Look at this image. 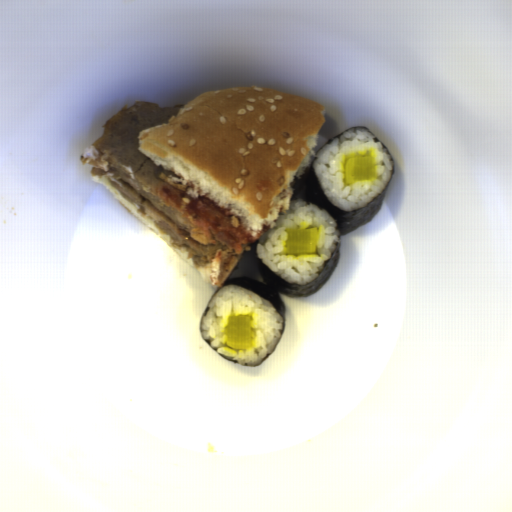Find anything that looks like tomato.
<instances>
[{"mask_svg":"<svg viewBox=\"0 0 512 512\" xmlns=\"http://www.w3.org/2000/svg\"><path fill=\"white\" fill-rule=\"evenodd\" d=\"M158 194L162 202L182 212L195 227L207 231L237 254H243L248 250V245L261 241L269 229L265 226L257 234H251L232 212L208 198L199 195L192 198L170 184L161 186Z\"/></svg>","mask_w":512,"mask_h":512,"instance_id":"obj_1","label":"tomato"}]
</instances>
